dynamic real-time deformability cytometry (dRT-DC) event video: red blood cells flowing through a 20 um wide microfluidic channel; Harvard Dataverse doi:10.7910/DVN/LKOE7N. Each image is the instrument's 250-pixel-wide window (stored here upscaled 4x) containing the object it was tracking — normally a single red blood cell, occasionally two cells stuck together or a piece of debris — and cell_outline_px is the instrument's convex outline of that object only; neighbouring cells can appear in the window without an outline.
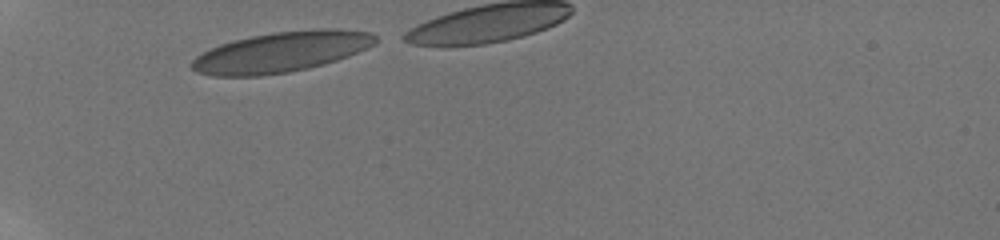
{"species": "human", "species_latin": "Homo sapiens", "temperature_condition": "room temperature", "stored_images_in_passage": 2, "camera_frame_rate_fps": 3000, "um_per_image_px": 0.085, "donor": {"sex": "male"}, "frame": {"image": 1, "passage_image": 1, "time_ms": 0.0, "image_size_px": [1000, 240], "cell_outline_px": [[376, 44], [368, 48], [348, 56], [324, 64], [308, 68], [288, 72], [260, 76], [212, 76], [196, 72], [188, 64], [196, 56], [220, 44], [252, 36], [272, 32], [320, 28], [332, 28], [372, 32], [376, 36]], "centroid_in_image_um": [23.92, 4.42], "position_along_channel_um": 61.1, "area_um2": 43.35}}